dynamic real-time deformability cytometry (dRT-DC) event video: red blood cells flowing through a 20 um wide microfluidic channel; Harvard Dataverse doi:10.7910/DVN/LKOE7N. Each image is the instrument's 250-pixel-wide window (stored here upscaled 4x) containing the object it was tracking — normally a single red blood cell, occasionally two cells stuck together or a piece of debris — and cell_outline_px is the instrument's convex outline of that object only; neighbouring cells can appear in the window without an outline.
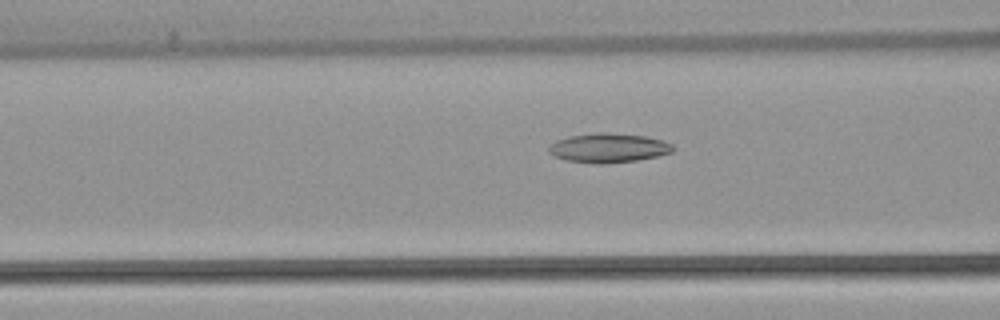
{"species": "common noctule bat (a hibernating species)", "species_latin": "Nyctalus noctula", "temperature_condition": "warm", "stored_images_in_passage": 48, "camera_frame_rate_fps": 3000, "um_per_image_px": 0.085, "animal": {"sex": "female", "body_mass_g": 22.7, "forearm_length_mm": 54.2}, "frame": {"image": 1, "passage_image": 21, "time_ms": 6.667, "image_size_px": [1000, 320], "cell_outline_px": [[676, 148], [672, 152], [656, 156], [636, 160], [604, 164], [592, 164], [564, 160], [548, 152], [548, 148], [556, 140], [568, 136], [600, 132], [604, 132], [644, 136], [664, 140], [672, 144]], "centroid_in_image_um": [51.72, 12.58], "position_along_channel_um": 114.9, "area_um2": 21.27}}
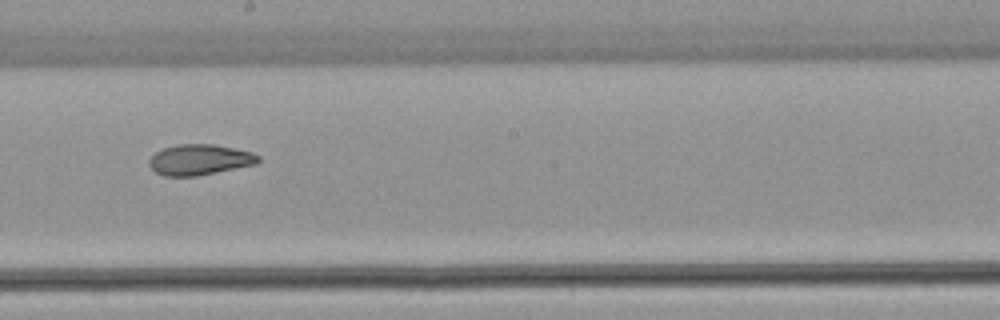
{"frame": {"image": 2, "passage_image": 30, "time_ms": 9.667, "image_size_px": [1000, 320], "cell_outline_px": [[260, 160], [256, 164], [196, 176], [164, 176], [156, 172], [148, 164], [148, 160], [156, 152], [164, 148], [180, 144], [212, 144], [252, 152], [260, 156]], "centroid_in_image_um": [16.96, 13.58], "position_along_channel_um": 231.2, "area_um2": 19.31}}
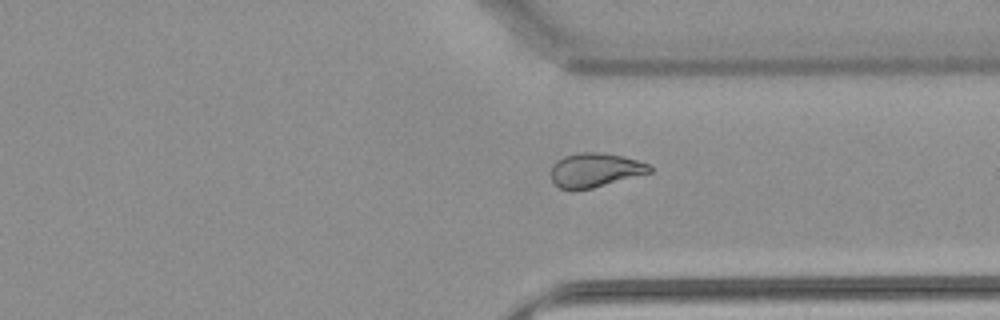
{"frame": {"image": 3, "passage_image": 40, "time_ms": 13.0, "image_size_px": [1000, 320], "cell_outline_px": [[652, 172], [592, 188], [560, 188], [552, 180], [552, 164], [556, 160], [564, 156], [580, 152], [600, 152], [624, 156], [648, 164], [652, 168]], "centroid_in_image_um": [50.59, 14.43], "position_along_channel_um": 360.8, "area_um2": 19.31}, "authors_computed_cell_mechanics": {"area_um2": 21.097, "velocity_mm_per_s": 3.8775, "shape_relaxation_time_tau1_ms": null, "shape_relaxation_time_tau2_ms": 4.3987, "deformation_change_tau1": null, "deformation_change_tau2": 0.1115}}